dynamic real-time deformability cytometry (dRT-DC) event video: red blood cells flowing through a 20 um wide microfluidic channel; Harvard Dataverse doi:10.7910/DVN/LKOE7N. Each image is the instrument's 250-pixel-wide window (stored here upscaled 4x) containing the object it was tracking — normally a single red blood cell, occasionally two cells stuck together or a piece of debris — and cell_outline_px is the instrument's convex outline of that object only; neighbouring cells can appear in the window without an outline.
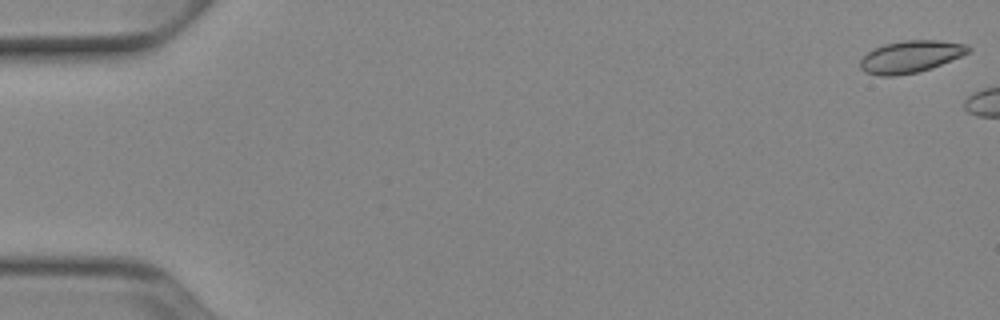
{"species": "Egyptian fruit bat (a non-hibernating species)", "species_latin": "Rousettus aegyptiacus", "temperature_condition": "cold", "stored_images_in_passage": 6, "camera_frame_rate_fps": 3000, "um_per_image_px": 0.085, "animal": {"sex": "female"}, "frame": {"image": 1, "passage_image": 1, "time_ms": 0.0, "image_size_px": [1000, 320], "cell_outline_px": [[972, 48], [968, 52], [960, 56], [932, 68], [916, 72], [896, 76], [880, 76], [864, 72], [860, 68], [860, 60], [868, 52], [884, 44], [904, 40], [940, 40], [968, 44]], "centroid_in_image_um": [77.4, 4.81], "position_along_channel_um": 7.6, "area_um2": 20.17}}